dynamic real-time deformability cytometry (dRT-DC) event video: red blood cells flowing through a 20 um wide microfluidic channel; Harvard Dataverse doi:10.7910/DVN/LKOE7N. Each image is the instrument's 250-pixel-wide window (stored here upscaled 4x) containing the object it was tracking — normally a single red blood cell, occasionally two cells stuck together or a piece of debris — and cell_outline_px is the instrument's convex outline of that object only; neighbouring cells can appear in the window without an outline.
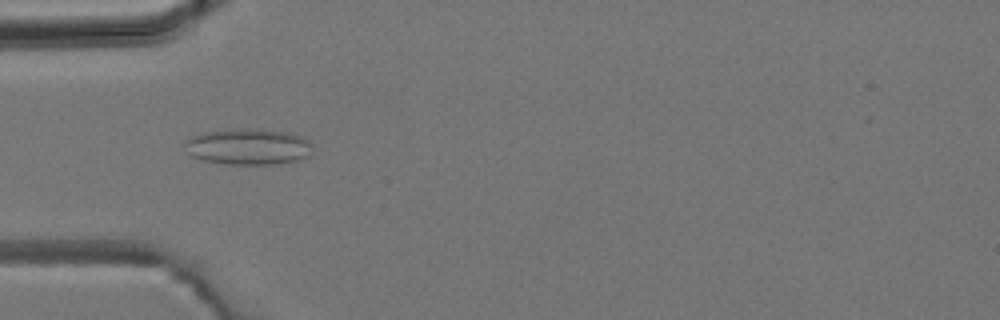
{"species": "common noctule bat (a hibernating species)", "species_latin": "Nyctalus noctula", "temperature_condition": "room temperature", "stored_images_in_passage": 7, "camera_frame_rate_fps": 3000, "um_per_image_px": 0.085, "animal": {"sex": "male", "body_mass_g": 19.2, "forearm_length_mm": 51.8}, "frame": {"image": 1, "passage_image": 5, "time_ms": 5.333, "image_size_px": [1000, 320], "cell_outline_px": [[312, 144], [308, 156], [300, 160], [280, 164], [224, 164], [200, 160], [192, 156], [188, 152], [184, 144], [184, 140], [200, 132], [244, 128], [248, 128], [288, 132], [300, 136], [308, 140]], "centroid_in_image_um": [21.07, 12.47], "position_along_channel_um": 63.9, "area_um2": 27.17}}